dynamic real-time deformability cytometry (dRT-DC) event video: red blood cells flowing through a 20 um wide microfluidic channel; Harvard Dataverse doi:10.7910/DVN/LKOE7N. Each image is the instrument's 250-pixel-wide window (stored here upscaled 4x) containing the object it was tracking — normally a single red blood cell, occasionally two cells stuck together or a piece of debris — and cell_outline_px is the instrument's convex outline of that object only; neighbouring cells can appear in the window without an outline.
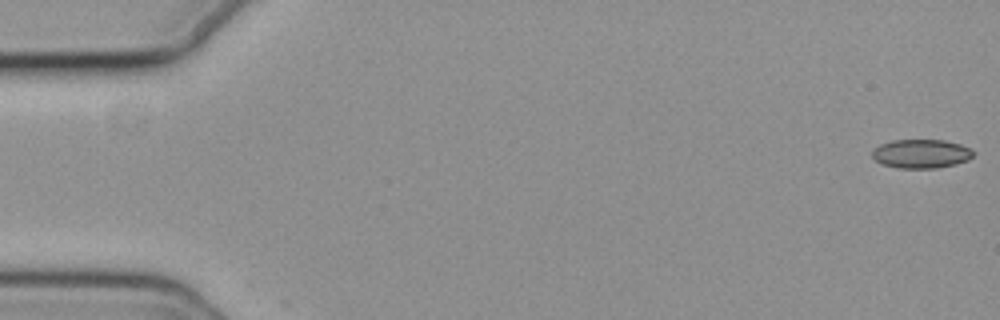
{"species": "common noctule bat (a hibernating species)", "species_latin": "Nyctalus noctula", "temperature_condition": "cold", "stored_images_in_passage": 41, "camera_frame_rate_fps": 3000, "um_per_image_px": 0.085, "animal": {"sex": "female", "body_mass_g": 19.3, "forearm_length_mm": 54.1}, "frame": {"image": 1, "passage_image": 1, "time_ms": 0.0, "image_size_px": [1000, 320], "cell_outline_px": [[976, 152], [968, 160], [956, 164], [936, 168], [900, 168], [884, 164], [876, 160], [872, 156], [872, 148], [880, 144], [892, 140], [944, 140], [960, 144], [972, 148]], "centroid_in_image_um": [78.33, 13.06], "position_along_channel_um": 6.7, "area_um2": 17.11}}
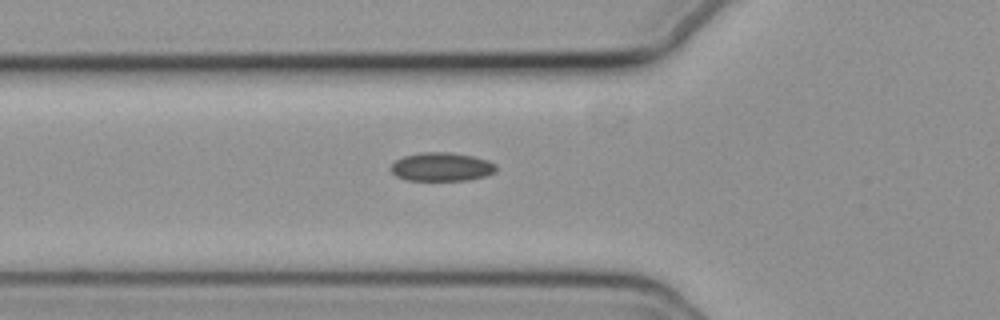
{"frame": {"image": 2, "passage_image": 20, "time_ms": 6.333, "image_size_px": [1000, 320], "cell_outline_px": [[496, 172], [484, 176], [468, 180], [408, 180], [396, 176], [392, 172], [392, 164], [396, 160], [404, 156], [420, 152], [452, 152], [472, 156], [488, 160], [496, 164]], "centroid_in_image_um": [37.56, 14.17], "position_along_channel_um": 88.2, "area_um2": 17.51}}
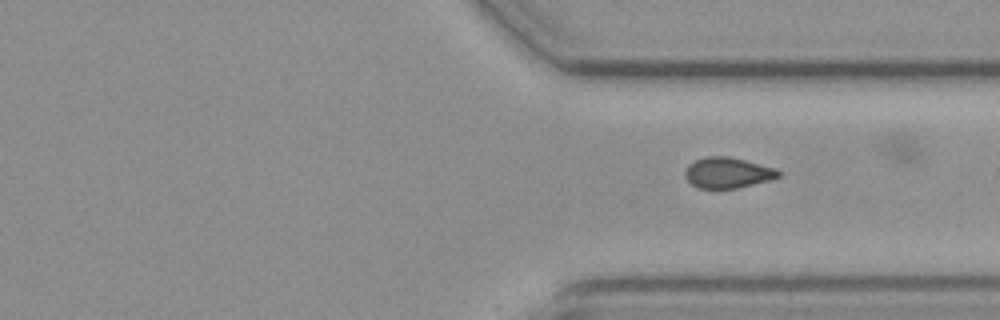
{"frame": {"image": 3, "passage_image": 41, "time_ms": 13.333, "image_size_px": [1000, 320], "cell_outline_px": [[780, 176], [768, 180], [736, 188], [696, 188], [684, 176], [684, 172], [688, 164], [696, 160], [708, 156], [728, 156], [776, 168], [780, 172]], "centroid_in_image_um": [61.82, 14.68], "position_along_channel_um": 349.6, "area_um2": 16.53}}